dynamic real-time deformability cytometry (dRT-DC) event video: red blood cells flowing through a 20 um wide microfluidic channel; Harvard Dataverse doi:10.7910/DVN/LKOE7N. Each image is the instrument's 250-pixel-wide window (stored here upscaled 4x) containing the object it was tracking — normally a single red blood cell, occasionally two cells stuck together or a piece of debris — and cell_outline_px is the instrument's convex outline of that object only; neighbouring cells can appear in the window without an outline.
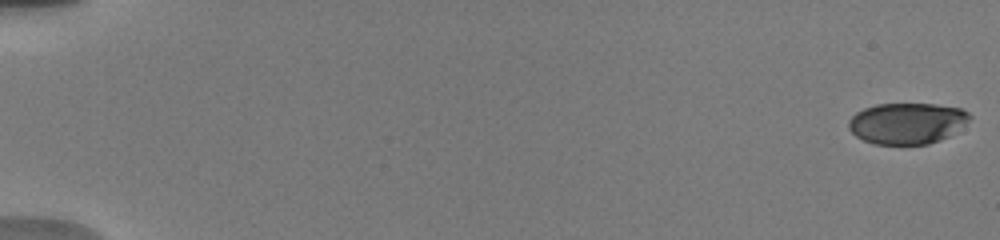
{"species": "human", "species_latin": "Homo sapiens", "temperature_condition": "warm", "stored_images_in_passage": 29, "camera_frame_rate_fps": 3000, "um_per_image_px": 0.085, "donor": {"sex": "male"}, "frame": {"image": 1, "passage_image": 1, "time_ms": 0.0, "image_size_px": [1000, 240], "cell_outline_px": [[972, 116], [968, 120], [948, 136], [940, 140], [928, 144], [876, 144], [864, 140], [856, 136], [848, 128], [848, 120], [856, 112], [864, 108], [876, 104], [936, 104], [960, 108], [968, 112]], "centroid_in_image_um": [77.07, 10.47], "position_along_channel_um": 7.9, "area_um2": 28.84}}
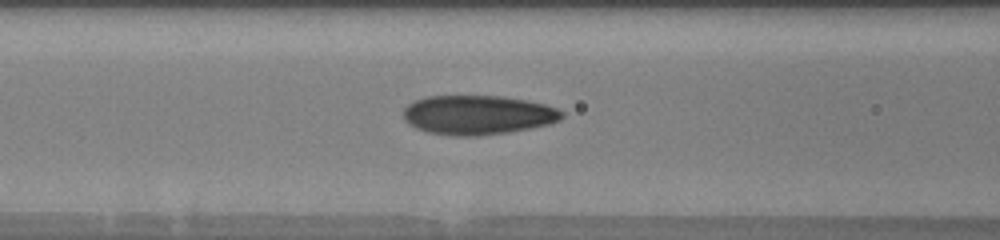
{"frame": {"image": 2, "passage_image": 16, "time_ms": 8.0, "image_size_px": [1000, 240], "cell_outline_px": [[564, 116], [560, 120], [548, 124], [508, 132], [476, 136], [456, 136], [428, 132], [416, 128], [408, 124], [404, 120], [404, 108], [408, 104], [424, 96], [500, 96], [524, 100], [544, 104], [556, 108], [564, 112]], "centroid_in_image_um": [40.59, 9.77], "position_along_channel_um": 126.0, "area_um2": 36.18}}
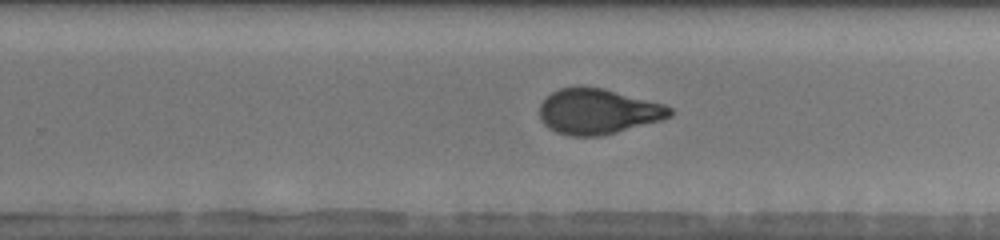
{"frame": {"image": 3, "passage_image": 25, "time_ms": 12.0, "image_size_px": [1000, 240], "cell_outline_px": [[672, 116], [660, 120], [616, 132], [600, 136], [572, 136], [556, 132], [548, 128], [540, 120], [540, 104], [552, 92], [560, 88], [576, 84], [580, 84], [604, 88], [664, 104], [672, 108]], "centroid_in_image_um": [50.79, 9.44], "position_along_channel_um": 279.0, "area_um2": 34.74}}